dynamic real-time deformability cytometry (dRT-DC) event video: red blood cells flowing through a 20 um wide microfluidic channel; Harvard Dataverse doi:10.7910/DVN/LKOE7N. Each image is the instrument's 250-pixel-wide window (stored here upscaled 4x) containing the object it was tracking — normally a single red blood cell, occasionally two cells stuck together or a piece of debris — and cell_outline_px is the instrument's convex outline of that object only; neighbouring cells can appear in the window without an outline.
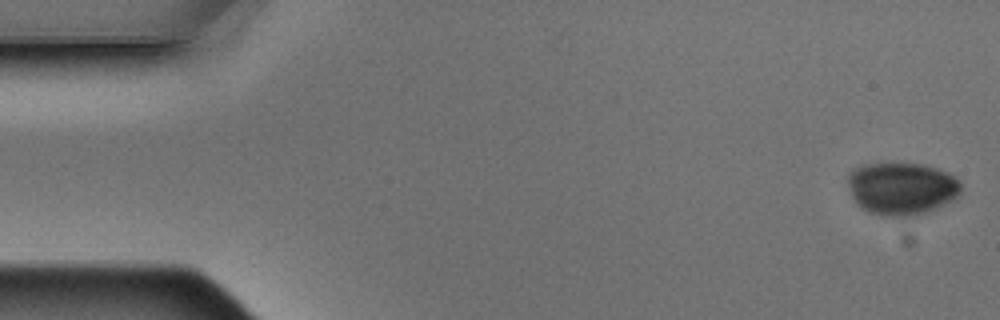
{"species": "Egyptian fruit bat (a non-hibernating species)", "species_latin": "Rousettus aegyptiacus", "temperature_condition": "warm", "stored_images_in_passage": 5, "segment_of_instrument_passage": [1, 2], "camera_frame_rate_fps": 3000, "um_per_image_px": 0.085, "animal": {"sex": "male"}, "frame": {"image": 1, "passage_image": 1, "time_ms": 0.0, "image_size_px": [1000, 320], "cell_outline_px": [[960, 196], [956, 200], [928, 212], [912, 216], [884, 216], [868, 212], [860, 208], [856, 204], [852, 196], [848, 184], [848, 172], [852, 168], [864, 164], [924, 164], [948, 172], [956, 176], [960, 180]], "centroid_in_image_um": [76.66, 16.03], "position_along_channel_um": 8.3, "area_um2": 35.2}}